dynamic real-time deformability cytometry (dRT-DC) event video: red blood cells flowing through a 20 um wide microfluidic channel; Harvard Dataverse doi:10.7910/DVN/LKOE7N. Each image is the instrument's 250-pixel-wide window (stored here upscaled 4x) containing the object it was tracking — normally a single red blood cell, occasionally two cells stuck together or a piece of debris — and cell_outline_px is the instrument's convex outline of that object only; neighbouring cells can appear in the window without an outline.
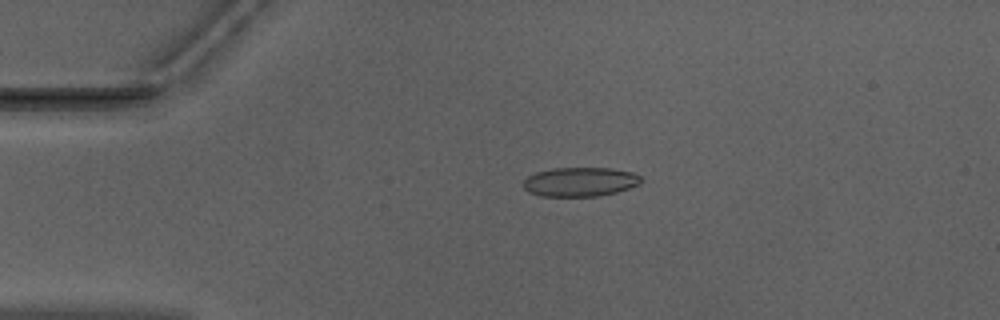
{"species": "Egyptian fruit bat (a non-hibernating species)", "species_latin": "Rousettus aegyptiacus", "temperature_condition": "warm", "stored_images_in_passage": 46, "camera_frame_rate_fps": 3000, "um_per_image_px": 0.085, "animal": {"sex": "male"}, "frame": {"image": 1, "passage_image": 6, "time_ms": 1.667, "image_size_px": [1000, 320], "cell_outline_px": [[644, 180], [640, 184], [616, 192], [596, 196], [540, 196], [528, 192], [524, 188], [524, 180], [528, 176], [536, 172], [552, 168], [612, 168], [632, 172], [640, 176]], "centroid_in_image_um": [49.31, 15.45], "position_along_channel_um": 35.7, "area_um2": 20.06}}
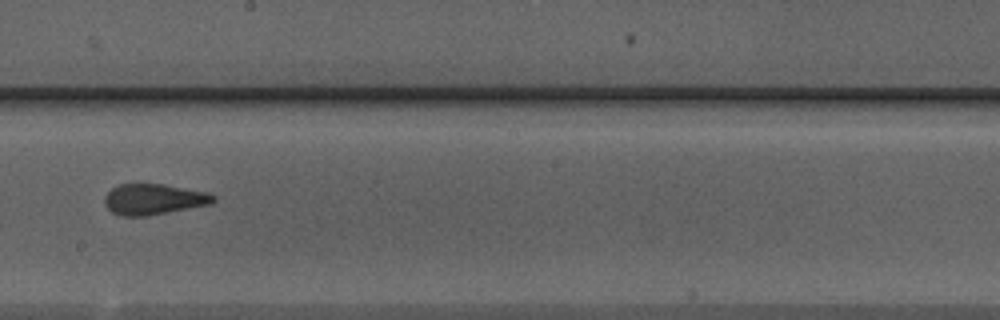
{"frame": {"image": 2, "passage_image": 24, "time_ms": 7.667, "image_size_px": [1000, 320], "cell_outline_px": [[216, 200], [212, 204], [148, 216], [120, 216], [112, 212], [104, 204], [104, 196], [112, 188], [120, 184], [164, 184], [204, 192], [216, 196]], "centroid_in_image_um": [13.05, 16.95], "position_along_channel_um": 235.2, "area_um2": 19.54}}
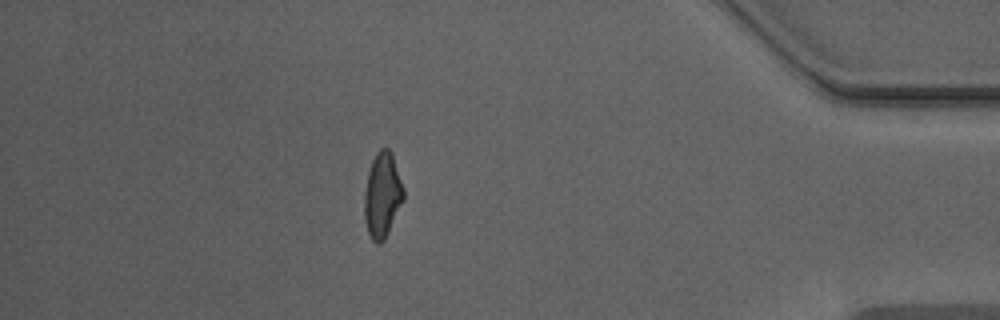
{"frame": {"image": 3, "passage_image": 40, "time_ms": 13.0, "image_size_px": [1000, 320], "cell_outline_px": [[404, 200], [384, 240], [380, 244], [376, 244], [372, 240], [368, 232], [364, 220], [364, 192], [368, 172], [372, 160], [376, 152], [380, 148], [388, 148], [392, 152], [404, 188]], "centroid_in_image_um": [32.5, 16.58], "position_along_channel_um": 402.7, "area_um2": 19.65}, "authors_computed_cell_mechanics": {"area_um2": 20.0277, "velocity_mm_per_s": 3.9721, "shape_relaxation_time_tau1_ms": null, "shape_relaxation_time_tau2_ms": 1.1817, "deformation_change_tau1": null, "deformation_change_tau2": 0.0812}}